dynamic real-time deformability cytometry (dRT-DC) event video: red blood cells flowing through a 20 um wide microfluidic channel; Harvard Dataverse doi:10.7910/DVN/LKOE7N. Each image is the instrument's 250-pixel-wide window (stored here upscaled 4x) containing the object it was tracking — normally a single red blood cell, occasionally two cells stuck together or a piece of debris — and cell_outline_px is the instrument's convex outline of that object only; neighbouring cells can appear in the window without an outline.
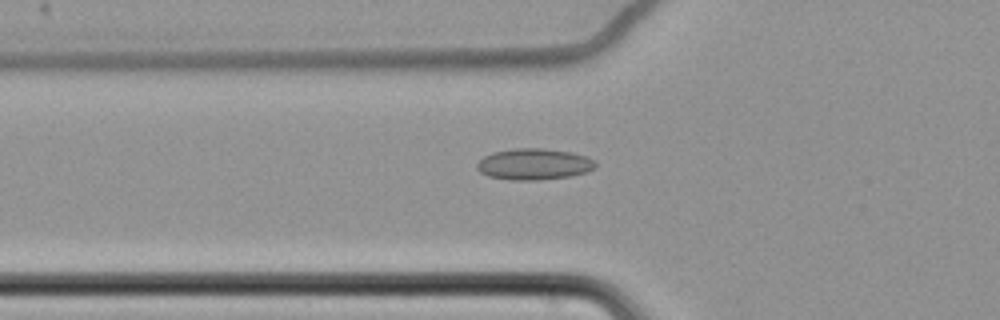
{"species": "common noctule bat (a hibernating species)", "species_latin": "Nyctalus noctula", "temperature_condition": "cold", "stored_images_in_passage": 62, "camera_frame_rate_fps": 3000, "um_per_image_px": 0.085, "animal": {"sex": "female", "body_mass_g": 22.7, "forearm_length_mm": 54.2}, "frame": {"image": 1, "passage_image": 24, "time_ms": 7.667, "image_size_px": [1000, 320], "cell_outline_px": [[596, 168], [572, 176], [540, 180], [508, 180], [488, 176], [480, 172], [476, 168], [476, 164], [484, 156], [492, 152], [516, 148], [544, 148], [572, 152], [596, 160]], "centroid_in_image_um": [45.38, 13.95], "position_along_channel_um": 80.4, "area_um2": 21.79}}
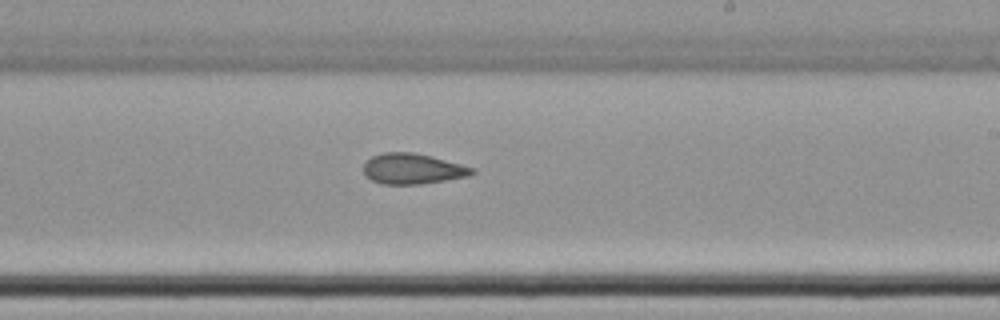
{"frame": {"image": 2, "passage_image": 39, "time_ms": 12.667, "image_size_px": [1000, 320], "cell_outline_px": [[476, 172], [468, 176], [420, 184], [380, 184], [372, 180], [364, 172], [364, 164], [372, 156], [384, 152], [416, 152], [432, 156], [476, 168]], "centroid_in_image_um": [35.1, 14.33], "position_along_channel_um": 253.9, "area_um2": 19.31}}
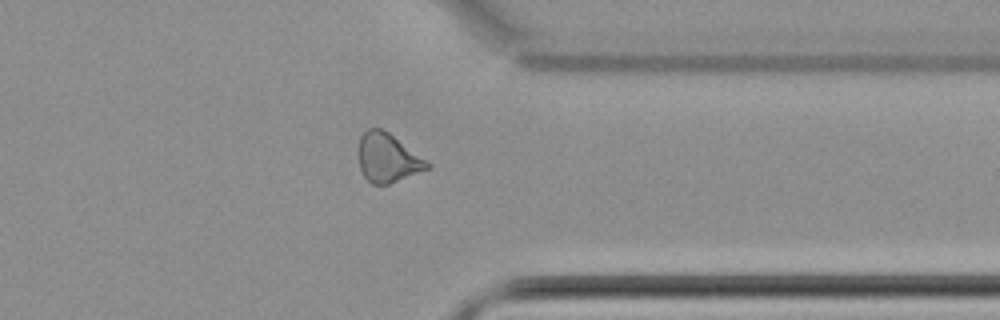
{"frame": {"image": 3, "passage_image": 50, "time_ms": 16.333, "image_size_px": [1000, 320], "cell_outline_px": [[432, 168], [388, 184], [372, 184], [364, 176], [360, 168], [360, 136], [368, 128], [380, 128], [388, 132], [432, 164]], "centroid_in_image_um": [32.99, 13.43], "position_along_channel_um": 378.4, "area_um2": 19.31}, "authors_computed_cell_mechanics": {"area_um2": 20.6057, "velocity_mm_per_s": 3.4747, "shape_relaxation_time_tau1_ms": null, "shape_relaxation_time_tau2_ms": 2.4327, "deformation_change_tau1": null, "deformation_change_tau2": 0.0909}}